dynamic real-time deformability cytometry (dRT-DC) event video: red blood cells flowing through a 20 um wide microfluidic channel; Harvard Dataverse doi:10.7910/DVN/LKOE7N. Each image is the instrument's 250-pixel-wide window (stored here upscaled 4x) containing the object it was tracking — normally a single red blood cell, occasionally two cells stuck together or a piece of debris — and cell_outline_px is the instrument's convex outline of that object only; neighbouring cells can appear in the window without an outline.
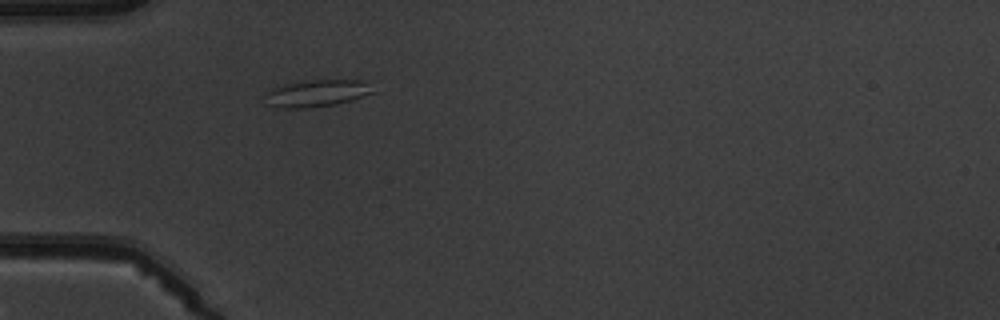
{"species": "common noctule bat (a hibernating species)", "species_latin": "Nyctalus noctula", "temperature_condition": "warm", "stored_images_in_passage": 1, "camera_frame_rate_fps": 3000, "um_per_image_px": 0.085, "animal": {"sex": "male", "body_mass_g": 19.5, "forearm_length_mm": 54.6}, "frame": {"image": 1, "passage_image": 1, "time_ms": 0.0, "image_size_px": [1000, 320], "cell_outline_px": [[376, 92], [352, 100], [336, 104], [308, 108], [276, 108], [268, 104], [268, 92], [272, 88], [288, 84], [312, 80], [364, 80]], "centroid_in_image_um": [26.99, 7.94], "position_along_channel_um": 58.0, "area_um2": 16.7}}